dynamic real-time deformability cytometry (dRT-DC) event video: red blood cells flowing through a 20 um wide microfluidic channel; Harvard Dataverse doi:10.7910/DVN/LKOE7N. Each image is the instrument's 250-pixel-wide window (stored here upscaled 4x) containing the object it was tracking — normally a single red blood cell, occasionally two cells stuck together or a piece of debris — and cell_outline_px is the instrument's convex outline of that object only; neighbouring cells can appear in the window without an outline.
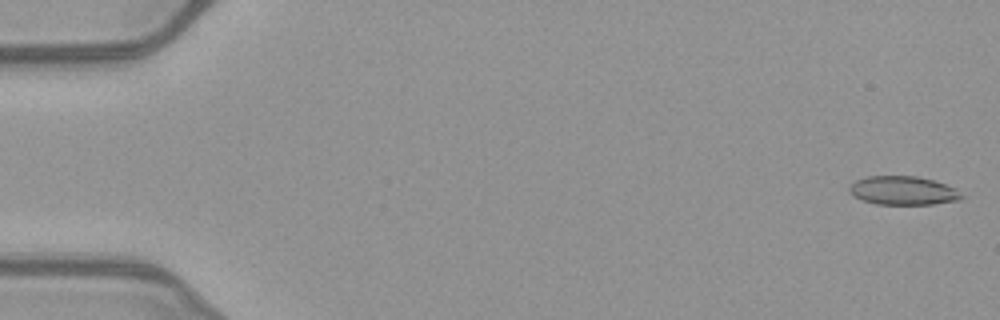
{"species": "common noctule bat (a hibernating species)", "species_latin": "Nyctalus noctula", "temperature_condition": "warm", "stored_images_in_passage": 51, "camera_frame_rate_fps": 3000, "um_per_image_px": 0.085, "animal": {"sex": "female", "body_mass_g": 21.9}, "frame": {"image": 1, "passage_image": 1, "time_ms": 0.0, "image_size_px": [1000, 320], "cell_outline_px": [[964, 196], [960, 200], [932, 204], [876, 204], [860, 200], [852, 196], [848, 192], [848, 188], [856, 180], [868, 176], [916, 176], [932, 180], [956, 188]], "centroid_in_image_um": [76.73, 16.2], "position_along_channel_um": 8.3, "area_um2": 18.84}}
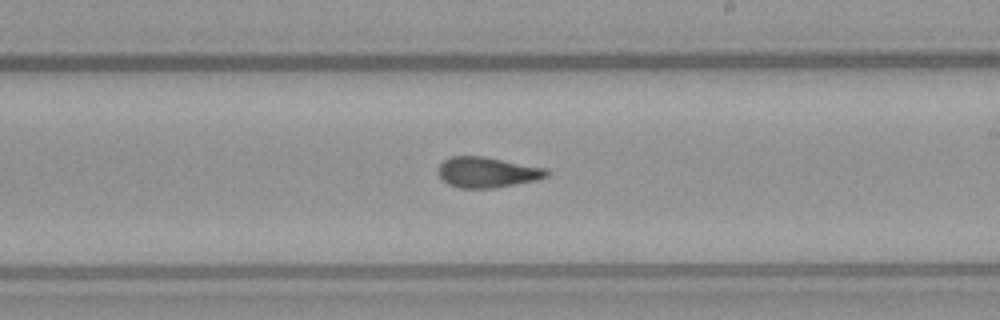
{"frame": {"image": 2, "passage_image": 30, "time_ms": 9.667, "image_size_px": [1000, 320], "cell_outline_px": [[552, 172], [548, 176], [536, 180], [492, 188], [460, 188], [448, 184], [436, 172], [440, 164], [448, 156], [484, 156], [548, 168]], "centroid_in_image_um": [41.43, 14.63], "position_along_channel_um": 247.6, "area_um2": 19.48}}
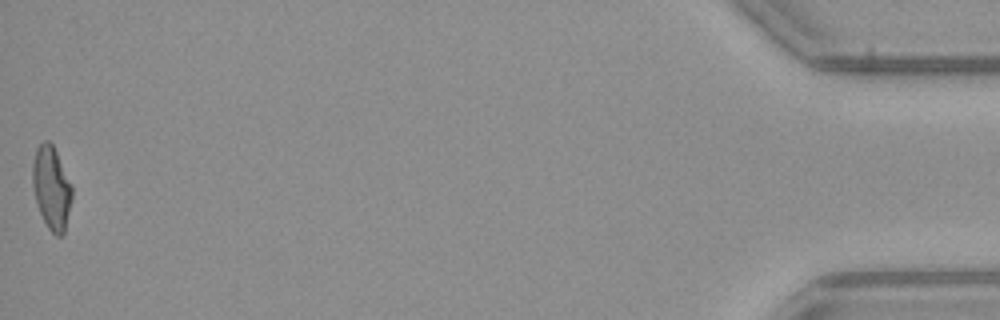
{"frame": {"image": 3, "passage_image": 51, "time_ms": 16.667, "image_size_px": [1000, 320], "cell_outline_px": [[72, 200], [64, 236], [56, 236], [48, 228], [40, 212], [36, 200], [32, 184], [32, 164], [36, 148], [44, 140], [48, 140], [52, 144], [72, 184]], "centroid_in_image_um": [4.39, 15.98], "position_along_channel_um": 430.8, "area_um2": 19.19}, "authors_computed_cell_mechanics": {"area_um2": 19.363, "velocity_mm_per_s": 4.049, "shape_relaxation_time_tau1_ms": null, "shape_relaxation_time_tau2_ms": 1.7872, "deformation_change_tau1": null, "deformation_change_tau2": 0.077}}